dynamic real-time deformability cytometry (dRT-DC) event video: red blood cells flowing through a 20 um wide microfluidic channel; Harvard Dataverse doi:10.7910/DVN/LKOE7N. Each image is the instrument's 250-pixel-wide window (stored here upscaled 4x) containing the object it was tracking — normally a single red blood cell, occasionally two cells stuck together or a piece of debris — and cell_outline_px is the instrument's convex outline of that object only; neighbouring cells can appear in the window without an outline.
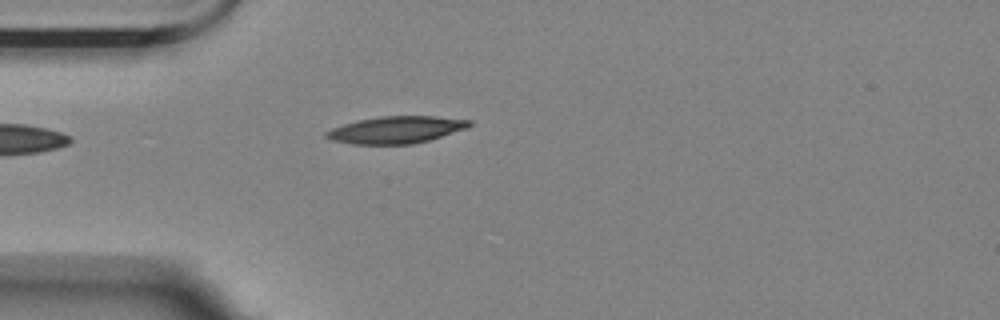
{"species": "Egyptian fruit bat (a non-hibernating species)", "species_latin": "Rousettus aegyptiacus", "temperature_condition": "room temperature", "stored_images_in_passage": 1, "camera_frame_rate_fps": 3000, "um_per_image_px": 0.085, "animal": {"sex": "female"}, "frame": {"image": 1, "passage_image": 1, "time_ms": 0.0, "image_size_px": [1000, 320], "cell_outline_px": [[472, 124], [468, 128], [428, 140], [412, 144], [352, 144], [332, 140], [324, 136], [324, 132], [332, 128], [344, 124], [360, 120], [380, 116], [436, 116], [472, 120]], "centroid_in_image_um": [33.68, 11.03], "position_along_channel_um": 51.3, "area_um2": 22.48}}